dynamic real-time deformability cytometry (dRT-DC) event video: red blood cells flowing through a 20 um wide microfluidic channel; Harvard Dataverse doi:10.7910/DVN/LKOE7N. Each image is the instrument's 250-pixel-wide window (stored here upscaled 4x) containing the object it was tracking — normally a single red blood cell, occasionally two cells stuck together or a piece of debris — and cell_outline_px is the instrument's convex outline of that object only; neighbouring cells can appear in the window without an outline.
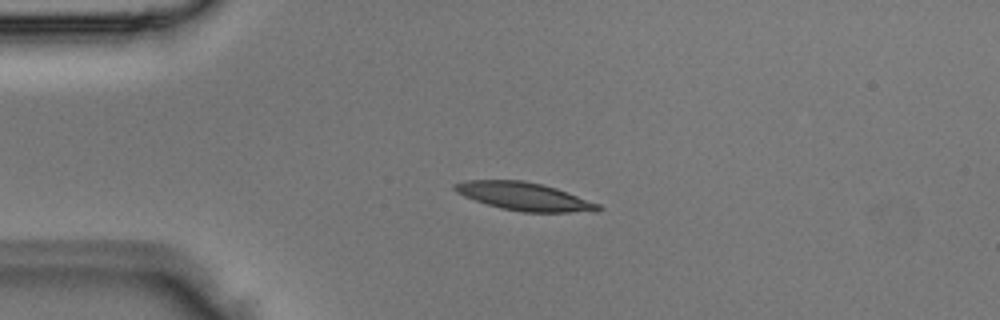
{"species": "Egyptian fruit bat (a non-hibernating species)", "species_latin": "Rousettus aegyptiacus", "temperature_condition": "room temperature", "stored_images_in_passage": 1, "camera_frame_rate_fps": 3000, "um_per_image_px": 0.085, "animal": {"sex": "male"}, "frame": {"image": 1, "passage_image": 1, "time_ms": 0.0, "image_size_px": [1000, 320], "cell_outline_px": [[604, 208], [596, 212], [524, 212], [500, 208], [464, 196], [456, 192], [452, 188], [452, 184], [464, 180], [524, 180], [556, 188], [600, 204]], "centroid_in_image_um": [44.57, 16.7], "position_along_channel_um": 40.4, "area_um2": 23.47}}